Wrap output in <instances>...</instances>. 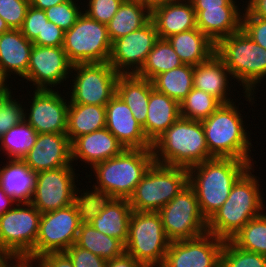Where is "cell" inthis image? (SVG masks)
<instances>
[{
	"instance_id": "1",
	"label": "cell",
	"mask_w": 266,
	"mask_h": 267,
	"mask_svg": "<svg viewBox=\"0 0 266 267\" xmlns=\"http://www.w3.org/2000/svg\"><path fill=\"white\" fill-rule=\"evenodd\" d=\"M154 162L152 148L125 149L121 154L95 164L90 175L85 174L89 180L93 175L97 182L93 189H86L84 195L129 199Z\"/></svg>"
},
{
	"instance_id": "2",
	"label": "cell",
	"mask_w": 266,
	"mask_h": 267,
	"mask_svg": "<svg viewBox=\"0 0 266 267\" xmlns=\"http://www.w3.org/2000/svg\"><path fill=\"white\" fill-rule=\"evenodd\" d=\"M250 166L233 184L223 205L207 221V233L230 240L247 222L262 214L265 207L259 177ZM253 171V172H252Z\"/></svg>"
},
{
	"instance_id": "3",
	"label": "cell",
	"mask_w": 266,
	"mask_h": 267,
	"mask_svg": "<svg viewBox=\"0 0 266 267\" xmlns=\"http://www.w3.org/2000/svg\"><path fill=\"white\" fill-rule=\"evenodd\" d=\"M250 166L244 160L214 157L188 169V184L194 189L207 221L223 205L233 184Z\"/></svg>"
},
{
	"instance_id": "4",
	"label": "cell",
	"mask_w": 266,
	"mask_h": 267,
	"mask_svg": "<svg viewBox=\"0 0 266 267\" xmlns=\"http://www.w3.org/2000/svg\"><path fill=\"white\" fill-rule=\"evenodd\" d=\"M215 54L224 62L245 100L255 106L258 84L266 79V49L255 43L242 29L216 43ZM265 78V79H264Z\"/></svg>"
},
{
	"instance_id": "5",
	"label": "cell",
	"mask_w": 266,
	"mask_h": 267,
	"mask_svg": "<svg viewBox=\"0 0 266 267\" xmlns=\"http://www.w3.org/2000/svg\"><path fill=\"white\" fill-rule=\"evenodd\" d=\"M241 112L235 102L221 104L201 122L207 148L213 157L244 160L252 166L257 161L251 157L252 140Z\"/></svg>"
},
{
	"instance_id": "6",
	"label": "cell",
	"mask_w": 266,
	"mask_h": 267,
	"mask_svg": "<svg viewBox=\"0 0 266 267\" xmlns=\"http://www.w3.org/2000/svg\"><path fill=\"white\" fill-rule=\"evenodd\" d=\"M155 163L189 169L214 158L201 121L180 117L153 144Z\"/></svg>"
},
{
	"instance_id": "7",
	"label": "cell",
	"mask_w": 266,
	"mask_h": 267,
	"mask_svg": "<svg viewBox=\"0 0 266 267\" xmlns=\"http://www.w3.org/2000/svg\"><path fill=\"white\" fill-rule=\"evenodd\" d=\"M85 205L83 194L67 207L41 214L35 247L25 259L36 261L43 254L65 252L75 244L80 225L85 220Z\"/></svg>"
},
{
	"instance_id": "8",
	"label": "cell",
	"mask_w": 266,
	"mask_h": 267,
	"mask_svg": "<svg viewBox=\"0 0 266 267\" xmlns=\"http://www.w3.org/2000/svg\"><path fill=\"white\" fill-rule=\"evenodd\" d=\"M188 185V169L153 163L128 199L133 211L158 212Z\"/></svg>"
},
{
	"instance_id": "9",
	"label": "cell",
	"mask_w": 266,
	"mask_h": 267,
	"mask_svg": "<svg viewBox=\"0 0 266 267\" xmlns=\"http://www.w3.org/2000/svg\"><path fill=\"white\" fill-rule=\"evenodd\" d=\"M159 212L133 211L125 253L145 267H161L170 245Z\"/></svg>"
},
{
	"instance_id": "10",
	"label": "cell",
	"mask_w": 266,
	"mask_h": 267,
	"mask_svg": "<svg viewBox=\"0 0 266 267\" xmlns=\"http://www.w3.org/2000/svg\"><path fill=\"white\" fill-rule=\"evenodd\" d=\"M63 49L72 64L108 62L112 42L107 25L91 19L84 12L64 31Z\"/></svg>"
},
{
	"instance_id": "11",
	"label": "cell",
	"mask_w": 266,
	"mask_h": 267,
	"mask_svg": "<svg viewBox=\"0 0 266 267\" xmlns=\"http://www.w3.org/2000/svg\"><path fill=\"white\" fill-rule=\"evenodd\" d=\"M119 75L108 62L73 64L69 103L105 106L116 94Z\"/></svg>"
},
{
	"instance_id": "12",
	"label": "cell",
	"mask_w": 266,
	"mask_h": 267,
	"mask_svg": "<svg viewBox=\"0 0 266 267\" xmlns=\"http://www.w3.org/2000/svg\"><path fill=\"white\" fill-rule=\"evenodd\" d=\"M41 212L31 203L15 204L0 215V252L25 259L34 249Z\"/></svg>"
},
{
	"instance_id": "13",
	"label": "cell",
	"mask_w": 266,
	"mask_h": 267,
	"mask_svg": "<svg viewBox=\"0 0 266 267\" xmlns=\"http://www.w3.org/2000/svg\"><path fill=\"white\" fill-rule=\"evenodd\" d=\"M158 212L170 241L194 239L207 233V220L189 184Z\"/></svg>"
},
{
	"instance_id": "14",
	"label": "cell",
	"mask_w": 266,
	"mask_h": 267,
	"mask_svg": "<svg viewBox=\"0 0 266 267\" xmlns=\"http://www.w3.org/2000/svg\"><path fill=\"white\" fill-rule=\"evenodd\" d=\"M73 165L72 163L69 166L37 172V182L31 204L41 214L67 207L84 194L85 189L82 191L76 186L80 175L75 174L76 169Z\"/></svg>"
},
{
	"instance_id": "15",
	"label": "cell",
	"mask_w": 266,
	"mask_h": 267,
	"mask_svg": "<svg viewBox=\"0 0 266 267\" xmlns=\"http://www.w3.org/2000/svg\"><path fill=\"white\" fill-rule=\"evenodd\" d=\"M158 39L155 25L150 19L143 27L112 42L108 63L120 75L137 74Z\"/></svg>"
},
{
	"instance_id": "16",
	"label": "cell",
	"mask_w": 266,
	"mask_h": 267,
	"mask_svg": "<svg viewBox=\"0 0 266 267\" xmlns=\"http://www.w3.org/2000/svg\"><path fill=\"white\" fill-rule=\"evenodd\" d=\"M32 96L27 99L32 101L28 102L30 108L24 109V120L38 134H66L69 99L55 89H34Z\"/></svg>"
},
{
	"instance_id": "17",
	"label": "cell",
	"mask_w": 266,
	"mask_h": 267,
	"mask_svg": "<svg viewBox=\"0 0 266 267\" xmlns=\"http://www.w3.org/2000/svg\"><path fill=\"white\" fill-rule=\"evenodd\" d=\"M72 63L64 49L51 46L33 45L27 73L22 80L30 82L34 89L53 90L65 83L71 74Z\"/></svg>"
},
{
	"instance_id": "18",
	"label": "cell",
	"mask_w": 266,
	"mask_h": 267,
	"mask_svg": "<svg viewBox=\"0 0 266 267\" xmlns=\"http://www.w3.org/2000/svg\"><path fill=\"white\" fill-rule=\"evenodd\" d=\"M132 212L128 199L86 196L85 220L99 232L120 240L124 245Z\"/></svg>"
},
{
	"instance_id": "19",
	"label": "cell",
	"mask_w": 266,
	"mask_h": 267,
	"mask_svg": "<svg viewBox=\"0 0 266 267\" xmlns=\"http://www.w3.org/2000/svg\"><path fill=\"white\" fill-rule=\"evenodd\" d=\"M224 242L210 233L171 241L161 267H220Z\"/></svg>"
},
{
	"instance_id": "20",
	"label": "cell",
	"mask_w": 266,
	"mask_h": 267,
	"mask_svg": "<svg viewBox=\"0 0 266 267\" xmlns=\"http://www.w3.org/2000/svg\"><path fill=\"white\" fill-rule=\"evenodd\" d=\"M106 128L118 139L125 149H147L152 144L145 136L127 104L115 94L105 105Z\"/></svg>"
},
{
	"instance_id": "21",
	"label": "cell",
	"mask_w": 266,
	"mask_h": 267,
	"mask_svg": "<svg viewBox=\"0 0 266 267\" xmlns=\"http://www.w3.org/2000/svg\"><path fill=\"white\" fill-rule=\"evenodd\" d=\"M22 160L35 172L69 166L71 142L66 134H38L36 143Z\"/></svg>"
},
{
	"instance_id": "22",
	"label": "cell",
	"mask_w": 266,
	"mask_h": 267,
	"mask_svg": "<svg viewBox=\"0 0 266 267\" xmlns=\"http://www.w3.org/2000/svg\"><path fill=\"white\" fill-rule=\"evenodd\" d=\"M124 150V146L105 127L75 138L71 142V160L74 164L81 160L91 169L95 164L113 158Z\"/></svg>"
},
{
	"instance_id": "23",
	"label": "cell",
	"mask_w": 266,
	"mask_h": 267,
	"mask_svg": "<svg viewBox=\"0 0 266 267\" xmlns=\"http://www.w3.org/2000/svg\"><path fill=\"white\" fill-rule=\"evenodd\" d=\"M232 79L234 80L230 71L216 54L206 62L194 66L193 87L214 96L222 104L234 102L229 93L233 86V82L230 84L229 81H233Z\"/></svg>"
},
{
	"instance_id": "24",
	"label": "cell",
	"mask_w": 266,
	"mask_h": 267,
	"mask_svg": "<svg viewBox=\"0 0 266 267\" xmlns=\"http://www.w3.org/2000/svg\"><path fill=\"white\" fill-rule=\"evenodd\" d=\"M33 42L20 29H10L0 35V72L8 79L13 75L23 79L27 73ZM15 74V75H14Z\"/></svg>"
},
{
	"instance_id": "25",
	"label": "cell",
	"mask_w": 266,
	"mask_h": 267,
	"mask_svg": "<svg viewBox=\"0 0 266 267\" xmlns=\"http://www.w3.org/2000/svg\"><path fill=\"white\" fill-rule=\"evenodd\" d=\"M151 20L159 38L196 28V14L191 0H176L151 11Z\"/></svg>"
},
{
	"instance_id": "26",
	"label": "cell",
	"mask_w": 266,
	"mask_h": 267,
	"mask_svg": "<svg viewBox=\"0 0 266 267\" xmlns=\"http://www.w3.org/2000/svg\"><path fill=\"white\" fill-rule=\"evenodd\" d=\"M0 167V187L15 204L31 203L37 182V172L22 159H7Z\"/></svg>"
},
{
	"instance_id": "27",
	"label": "cell",
	"mask_w": 266,
	"mask_h": 267,
	"mask_svg": "<svg viewBox=\"0 0 266 267\" xmlns=\"http://www.w3.org/2000/svg\"><path fill=\"white\" fill-rule=\"evenodd\" d=\"M244 6H220V8L195 10L196 27L215 44L224 37L241 30ZM242 10V11H241Z\"/></svg>"
},
{
	"instance_id": "28",
	"label": "cell",
	"mask_w": 266,
	"mask_h": 267,
	"mask_svg": "<svg viewBox=\"0 0 266 267\" xmlns=\"http://www.w3.org/2000/svg\"><path fill=\"white\" fill-rule=\"evenodd\" d=\"M180 117V103L153 88L143 126L148 141L153 144Z\"/></svg>"
},
{
	"instance_id": "29",
	"label": "cell",
	"mask_w": 266,
	"mask_h": 267,
	"mask_svg": "<svg viewBox=\"0 0 266 267\" xmlns=\"http://www.w3.org/2000/svg\"><path fill=\"white\" fill-rule=\"evenodd\" d=\"M166 39L184 64L195 66L215 54L216 44L197 27Z\"/></svg>"
},
{
	"instance_id": "30",
	"label": "cell",
	"mask_w": 266,
	"mask_h": 267,
	"mask_svg": "<svg viewBox=\"0 0 266 267\" xmlns=\"http://www.w3.org/2000/svg\"><path fill=\"white\" fill-rule=\"evenodd\" d=\"M152 81L138 77L136 74L119 75L116 94L127 104L136 121L143 127L147 119Z\"/></svg>"
},
{
	"instance_id": "31",
	"label": "cell",
	"mask_w": 266,
	"mask_h": 267,
	"mask_svg": "<svg viewBox=\"0 0 266 267\" xmlns=\"http://www.w3.org/2000/svg\"><path fill=\"white\" fill-rule=\"evenodd\" d=\"M105 127V106L69 103L66 135L70 142Z\"/></svg>"
},
{
	"instance_id": "32",
	"label": "cell",
	"mask_w": 266,
	"mask_h": 267,
	"mask_svg": "<svg viewBox=\"0 0 266 267\" xmlns=\"http://www.w3.org/2000/svg\"><path fill=\"white\" fill-rule=\"evenodd\" d=\"M151 19V12L139 1L124 0L107 24L110 41L143 27Z\"/></svg>"
},
{
	"instance_id": "33",
	"label": "cell",
	"mask_w": 266,
	"mask_h": 267,
	"mask_svg": "<svg viewBox=\"0 0 266 267\" xmlns=\"http://www.w3.org/2000/svg\"><path fill=\"white\" fill-rule=\"evenodd\" d=\"M75 244L106 261L125 253V245L120 240L99 232L86 220L80 225Z\"/></svg>"
},
{
	"instance_id": "34",
	"label": "cell",
	"mask_w": 266,
	"mask_h": 267,
	"mask_svg": "<svg viewBox=\"0 0 266 267\" xmlns=\"http://www.w3.org/2000/svg\"><path fill=\"white\" fill-rule=\"evenodd\" d=\"M193 71V65L183 64L157 75L152 80L153 87L180 103L193 89Z\"/></svg>"
},
{
	"instance_id": "35",
	"label": "cell",
	"mask_w": 266,
	"mask_h": 267,
	"mask_svg": "<svg viewBox=\"0 0 266 267\" xmlns=\"http://www.w3.org/2000/svg\"><path fill=\"white\" fill-rule=\"evenodd\" d=\"M183 64L168 40L159 38L136 75L152 81L157 75Z\"/></svg>"
},
{
	"instance_id": "36",
	"label": "cell",
	"mask_w": 266,
	"mask_h": 267,
	"mask_svg": "<svg viewBox=\"0 0 266 267\" xmlns=\"http://www.w3.org/2000/svg\"><path fill=\"white\" fill-rule=\"evenodd\" d=\"M37 137L36 130L23 120L0 137V151L7 155V159H23L36 143Z\"/></svg>"
},
{
	"instance_id": "37",
	"label": "cell",
	"mask_w": 266,
	"mask_h": 267,
	"mask_svg": "<svg viewBox=\"0 0 266 267\" xmlns=\"http://www.w3.org/2000/svg\"><path fill=\"white\" fill-rule=\"evenodd\" d=\"M230 241L237 247L266 256V213L252 218Z\"/></svg>"
},
{
	"instance_id": "38",
	"label": "cell",
	"mask_w": 266,
	"mask_h": 267,
	"mask_svg": "<svg viewBox=\"0 0 266 267\" xmlns=\"http://www.w3.org/2000/svg\"><path fill=\"white\" fill-rule=\"evenodd\" d=\"M222 103L214 96L194 88L180 102L182 118L202 121L208 118Z\"/></svg>"
},
{
	"instance_id": "39",
	"label": "cell",
	"mask_w": 266,
	"mask_h": 267,
	"mask_svg": "<svg viewBox=\"0 0 266 267\" xmlns=\"http://www.w3.org/2000/svg\"><path fill=\"white\" fill-rule=\"evenodd\" d=\"M220 267H266V256L244 250L226 240L221 251Z\"/></svg>"
},
{
	"instance_id": "40",
	"label": "cell",
	"mask_w": 266,
	"mask_h": 267,
	"mask_svg": "<svg viewBox=\"0 0 266 267\" xmlns=\"http://www.w3.org/2000/svg\"><path fill=\"white\" fill-rule=\"evenodd\" d=\"M77 1L79 2V0H68L44 10L48 21L53 22L64 31L69 30L83 13V6L76 3Z\"/></svg>"
},
{
	"instance_id": "41",
	"label": "cell",
	"mask_w": 266,
	"mask_h": 267,
	"mask_svg": "<svg viewBox=\"0 0 266 267\" xmlns=\"http://www.w3.org/2000/svg\"><path fill=\"white\" fill-rule=\"evenodd\" d=\"M14 96L11 92L6 98L0 100V137L24 120V109L27 107L22 105L23 101H18V97Z\"/></svg>"
},
{
	"instance_id": "42",
	"label": "cell",
	"mask_w": 266,
	"mask_h": 267,
	"mask_svg": "<svg viewBox=\"0 0 266 267\" xmlns=\"http://www.w3.org/2000/svg\"><path fill=\"white\" fill-rule=\"evenodd\" d=\"M83 1V0H82ZM124 0H87L79 2L83 6V12L98 21L99 23L107 25L113 16L117 13L119 6ZM87 7V9L85 8Z\"/></svg>"
},
{
	"instance_id": "43",
	"label": "cell",
	"mask_w": 266,
	"mask_h": 267,
	"mask_svg": "<svg viewBox=\"0 0 266 267\" xmlns=\"http://www.w3.org/2000/svg\"><path fill=\"white\" fill-rule=\"evenodd\" d=\"M29 6L30 0H0V17L10 29H20Z\"/></svg>"
},
{
	"instance_id": "44",
	"label": "cell",
	"mask_w": 266,
	"mask_h": 267,
	"mask_svg": "<svg viewBox=\"0 0 266 267\" xmlns=\"http://www.w3.org/2000/svg\"><path fill=\"white\" fill-rule=\"evenodd\" d=\"M242 13L241 29L255 43L266 49V19L256 17L246 6Z\"/></svg>"
},
{
	"instance_id": "45",
	"label": "cell",
	"mask_w": 266,
	"mask_h": 267,
	"mask_svg": "<svg viewBox=\"0 0 266 267\" xmlns=\"http://www.w3.org/2000/svg\"><path fill=\"white\" fill-rule=\"evenodd\" d=\"M47 21L44 10L36 9L30 5L20 31L29 41L33 42L39 34H42Z\"/></svg>"
},
{
	"instance_id": "46",
	"label": "cell",
	"mask_w": 266,
	"mask_h": 267,
	"mask_svg": "<svg viewBox=\"0 0 266 267\" xmlns=\"http://www.w3.org/2000/svg\"><path fill=\"white\" fill-rule=\"evenodd\" d=\"M65 253L71 259L74 267H105L106 260L89 250L83 249L76 244L70 246Z\"/></svg>"
},
{
	"instance_id": "47",
	"label": "cell",
	"mask_w": 266,
	"mask_h": 267,
	"mask_svg": "<svg viewBox=\"0 0 266 267\" xmlns=\"http://www.w3.org/2000/svg\"><path fill=\"white\" fill-rule=\"evenodd\" d=\"M64 42V30L59 28L53 22L47 21L42 30V34L33 41L37 46L60 47Z\"/></svg>"
},
{
	"instance_id": "48",
	"label": "cell",
	"mask_w": 266,
	"mask_h": 267,
	"mask_svg": "<svg viewBox=\"0 0 266 267\" xmlns=\"http://www.w3.org/2000/svg\"><path fill=\"white\" fill-rule=\"evenodd\" d=\"M36 262L40 267H74L71 259L65 252H50L43 254Z\"/></svg>"
},
{
	"instance_id": "49",
	"label": "cell",
	"mask_w": 266,
	"mask_h": 267,
	"mask_svg": "<svg viewBox=\"0 0 266 267\" xmlns=\"http://www.w3.org/2000/svg\"><path fill=\"white\" fill-rule=\"evenodd\" d=\"M236 1V2H235ZM194 10L220 8V6H239L237 0H191Z\"/></svg>"
},
{
	"instance_id": "50",
	"label": "cell",
	"mask_w": 266,
	"mask_h": 267,
	"mask_svg": "<svg viewBox=\"0 0 266 267\" xmlns=\"http://www.w3.org/2000/svg\"><path fill=\"white\" fill-rule=\"evenodd\" d=\"M105 267H145L141 262L132 256L124 253L122 256L113 260H108Z\"/></svg>"
},
{
	"instance_id": "51",
	"label": "cell",
	"mask_w": 266,
	"mask_h": 267,
	"mask_svg": "<svg viewBox=\"0 0 266 267\" xmlns=\"http://www.w3.org/2000/svg\"><path fill=\"white\" fill-rule=\"evenodd\" d=\"M245 5L256 17L266 19V0H246Z\"/></svg>"
},
{
	"instance_id": "52",
	"label": "cell",
	"mask_w": 266,
	"mask_h": 267,
	"mask_svg": "<svg viewBox=\"0 0 266 267\" xmlns=\"http://www.w3.org/2000/svg\"><path fill=\"white\" fill-rule=\"evenodd\" d=\"M68 0H30V5L36 9L46 10L55 5L62 4Z\"/></svg>"
},
{
	"instance_id": "53",
	"label": "cell",
	"mask_w": 266,
	"mask_h": 267,
	"mask_svg": "<svg viewBox=\"0 0 266 267\" xmlns=\"http://www.w3.org/2000/svg\"><path fill=\"white\" fill-rule=\"evenodd\" d=\"M11 197L7 196L0 187V215L11 209L15 204Z\"/></svg>"
},
{
	"instance_id": "54",
	"label": "cell",
	"mask_w": 266,
	"mask_h": 267,
	"mask_svg": "<svg viewBox=\"0 0 266 267\" xmlns=\"http://www.w3.org/2000/svg\"><path fill=\"white\" fill-rule=\"evenodd\" d=\"M8 78L0 72V100L6 98L11 92H13L11 90V86L13 85H10L11 82L8 83ZM10 85V86H9Z\"/></svg>"
},
{
	"instance_id": "55",
	"label": "cell",
	"mask_w": 266,
	"mask_h": 267,
	"mask_svg": "<svg viewBox=\"0 0 266 267\" xmlns=\"http://www.w3.org/2000/svg\"><path fill=\"white\" fill-rule=\"evenodd\" d=\"M176 0H141L140 2L151 12L153 9Z\"/></svg>"
},
{
	"instance_id": "56",
	"label": "cell",
	"mask_w": 266,
	"mask_h": 267,
	"mask_svg": "<svg viewBox=\"0 0 266 267\" xmlns=\"http://www.w3.org/2000/svg\"><path fill=\"white\" fill-rule=\"evenodd\" d=\"M15 260L11 254L0 252V267H10Z\"/></svg>"
},
{
	"instance_id": "57",
	"label": "cell",
	"mask_w": 266,
	"mask_h": 267,
	"mask_svg": "<svg viewBox=\"0 0 266 267\" xmlns=\"http://www.w3.org/2000/svg\"><path fill=\"white\" fill-rule=\"evenodd\" d=\"M10 267H40V265L36 261H30V260H26V259H16L11 264Z\"/></svg>"
},
{
	"instance_id": "58",
	"label": "cell",
	"mask_w": 266,
	"mask_h": 267,
	"mask_svg": "<svg viewBox=\"0 0 266 267\" xmlns=\"http://www.w3.org/2000/svg\"><path fill=\"white\" fill-rule=\"evenodd\" d=\"M9 30H10L9 26L6 24L4 19L0 17V35Z\"/></svg>"
},
{
	"instance_id": "59",
	"label": "cell",
	"mask_w": 266,
	"mask_h": 267,
	"mask_svg": "<svg viewBox=\"0 0 266 267\" xmlns=\"http://www.w3.org/2000/svg\"><path fill=\"white\" fill-rule=\"evenodd\" d=\"M126 1H139L140 2L141 0H126Z\"/></svg>"
}]
</instances>
